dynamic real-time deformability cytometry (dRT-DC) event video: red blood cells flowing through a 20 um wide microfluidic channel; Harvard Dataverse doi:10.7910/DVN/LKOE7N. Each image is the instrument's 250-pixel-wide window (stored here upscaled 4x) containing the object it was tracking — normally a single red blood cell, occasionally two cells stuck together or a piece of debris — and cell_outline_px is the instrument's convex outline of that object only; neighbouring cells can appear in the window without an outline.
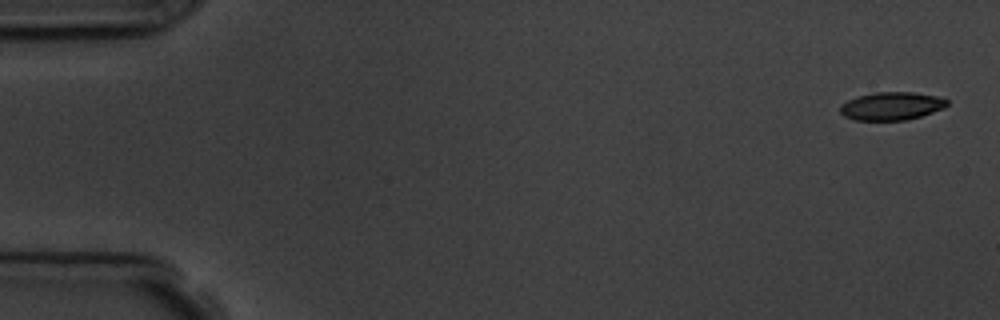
{"species": "common noctule bat (a hibernating species)", "species_latin": "Nyctalus noctula", "temperature_condition": "room temperature", "stored_images_in_passage": 5, "camera_frame_rate_fps": 3000, "um_per_image_px": 0.085, "animal": {"sex": "male", "body_mass_g": 19.5, "forearm_length_mm": 54.6}, "frame": {"image": 1, "passage_image": 1, "time_ms": 0.0, "image_size_px": [1000, 320], "cell_outline_px": [[948, 104], [944, 108], [920, 116], [904, 120], [856, 120], [844, 116], [840, 112], [840, 104], [856, 96], [876, 92], [912, 92], [936, 96], [948, 100]], "centroid_in_image_um": [75.75, 9.01], "position_along_channel_um": 9.2, "area_um2": 17.4}}
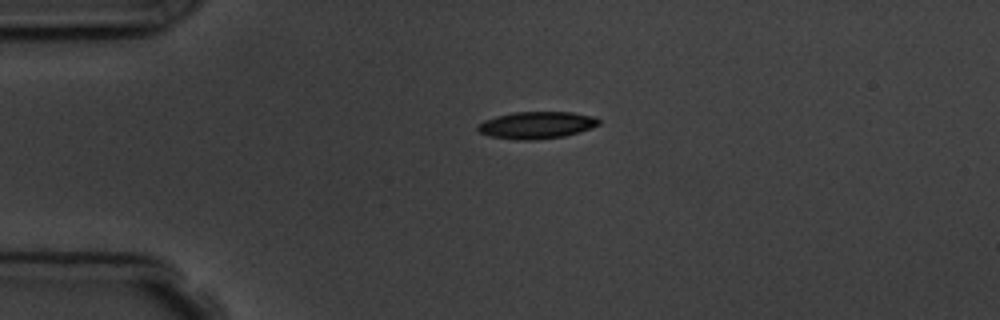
{"frame": {"image": 2, "passage_image": 4, "time_ms": 3.667, "image_size_px": [1000, 320], "cell_outline_px": [[600, 124], [580, 132], [564, 136], [536, 140], [516, 140], [492, 136], [480, 132], [476, 128], [484, 120], [496, 116], [516, 112], [572, 112], [596, 116], [600, 120]], "centroid_in_image_um": [45.66, 10.63], "position_along_channel_um": 39.3, "area_um2": 19.07}}